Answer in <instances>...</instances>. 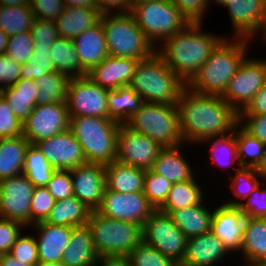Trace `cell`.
Masks as SVG:
<instances>
[{
    "mask_svg": "<svg viewBox=\"0 0 266 266\" xmlns=\"http://www.w3.org/2000/svg\"><path fill=\"white\" fill-rule=\"evenodd\" d=\"M262 183L238 207L249 218H266V188Z\"/></svg>",
    "mask_w": 266,
    "mask_h": 266,
    "instance_id": "cell-52",
    "label": "cell"
},
{
    "mask_svg": "<svg viewBox=\"0 0 266 266\" xmlns=\"http://www.w3.org/2000/svg\"><path fill=\"white\" fill-rule=\"evenodd\" d=\"M144 103L143 98L129 85L108 90V118L119 124H125Z\"/></svg>",
    "mask_w": 266,
    "mask_h": 266,
    "instance_id": "cell-32",
    "label": "cell"
},
{
    "mask_svg": "<svg viewBox=\"0 0 266 266\" xmlns=\"http://www.w3.org/2000/svg\"><path fill=\"white\" fill-rule=\"evenodd\" d=\"M125 125L146 135L163 148L184 144L177 104L145 102Z\"/></svg>",
    "mask_w": 266,
    "mask_h": 266,
    "instance_id": "cell-7",
    "label": "cell"
},
{
    "mask_svg": "<svg viewBox=\"0 0 266 266\" xmlns=\"http://www.w3.org/2000/svg\"><path fill=\"white\" fill-rule=\"evenodd\" d=\"M263 176L259 169L253 167H238L235 171V175L231 177L230 188L234 193V196L241 201L230 200L224 205L227 206H239L246 200L250 194L262 183Z\"/></svg>",
    "mask_w": 266,
    "mask_h": 266,
    "instance_id": "cell-42",
    "label": "cell"
},
{
    "mask_svg": "<svg viewBox=\"0 0 266 266\" xmlns=\"http://www.w3.org/2000/svg\"><path fill=\"white\" fill-rule=\"evenodd\" d=\"M173 223L189 238L197 237L211 231L213 211L203 202L194 206L173 210L169 214Z\"/></svg>",
    "mask_w": 266,
    "mask_h": 266,
    "instance_id": "cell-28",
    "label": "cell"
},
{
    "mask_svg": "<svg viewBox=\"0 0 266 266\" xmlns=\"http://www.w3.org/2000/svg\"><path fill=\"white\" fill-rule=\"evenodd\" d=\"M72 42L80 59L81 76L87 75L95 66H98L109 56L105 32L101 22L92 28L84 30L72 39Z\"/></svg>",
    "mask_w": 266,
    "mask_h": 266,
    "instance_id": "cell-22",
    "label": "cell"
},
{
    "mask_svg": "<svg viewBox=\"0 0 266 266\" xmlns=\"http://www.w3.org/2000/svg\"><path fill=\"white\" fill-rule=\"evenodd\" d=\"M23 122L15 116L11 106L0 94V138H14L22 135Z\"/></svg>",
    "mask_w": 266,
    "mask_h": 266,
    "instance_id": "cell-49",
    "label": "cell"
},
{
    "mask_svg": "<svg viewBox=\"0 0 266 266\" xmlns=\"http://www.w3.org/2000/svg\"><path fill=\"white\" fill-rule=\"evenodd\" d=\"M209 143L211 149V159L213 164L219 165V167L228 168L230 166L240 167L237 156V145L235 139V133L230 132L225 135L220 136H210L205 140H202L201 143ZM237 161V163H235Z\"/></svg>",
    "mask_w": 266,
    "mask_h": 266,
    "instance_id": "cell-41",
    "label": "cell"
},
{
    "mask_svg": "<svg viewBox=\"0 0 266 266\" xmlns=\"http://www.w3.org/2000/svg\"><path fill=\"white\" fill-rule=\"evenodd\" d=\"M228 249L212 231L187 239L186 253L180 266H215Z\"/></svg>",
    "mask_w": 266,
    "mask_h": 266,
    "instance_id": "cell-23",
    "label": "cell"
},
{
    "mask_svg": "<svg viewBox=\"0 0 266 266\" xmlns=\"http://www.w3.org/2000/svg\"><path fill=\"white\" fill-rule=\"evenodd\" d=\"M35 18L56 21L64 11L63 0H30Z\"/></svg>",
    "mask_w": 266,
    "mask_h": 266,
    "instance_id": "cell-54",
    "label": "cell"
},
{
    "mask_svg": "<svg viewBox=\"0 0 266 266\" xmlns=\"http://www.w3.org/2000/svg\"><path fill=\"white\" fill-rule=\"evenodd\" d=\"M0 5H5V6L30 5V0H0Z\"/></svg>",
    "mask_w": 266,
    "mask_h": 266,
    "instance_id": "cell-63",
    "label": "cell"
},
{
    "mask_svg": "<svg viewBox=\"0 0 266 266\" xmlns=\"http://www.w3.org/2000/svg\"><path fill=\"white\" fill-rule=\"evenodd\" d=\"M65 7L87 8L98 10L96 0H63Z\"/></svg>",
    "mask_w": 266,
    "mask_h": 266,
    "instance_id": "cell-61",
    "label": "cell"
},
{
    "mask_svg": "<svg viewBox=\"0 0 266 266\" xmlns=\"http://www.w3.org/2000/svg\"><path fill=\"white\" fill-rule=\"evenodd\" d=\"M127 257L131 266H180L144 241L138 244Z\"/></svg>",
    "mask_w": 266,
    "mask_h": 266,
    "instance_id": "cell-44",
    "label": "cell"
},
{
    "mask_svg": "<svg viewBox=\"0 0 266 266\" xmlns=\"http://www.w3.org/2000/svg\"><path fill=\"white\" fill-rule=\"evenodd\" d=\"M56 169L50 164L35 144H30L25 152L22 173L35 187L47 186Z\"/></svg>",
    "mask_w": 266,
    "mask_h": 266,
    "instance_id": "cell-38",
    "label": "cell"
},
{
    "mask_svg": "<svg viewBox=\"0 0 266 266\" xmlns=\"http://www.w3.org/2000/svg\"><path fill=\"white\" fill-rule=\"evenodd\" d=\"M202 28V23H189L156 47V53L185 84L225 38L203 32Z\"/></svg>",
    "mask_w": 266,
    "mask_h": 266,
    "instance_id": "cell-2",
    "label": "cell"
},
{
    "mask_svg": "<svg viewBox=\"0 0 266 266\" xmlns=\"http://www.w3.org/2000/svg\"><path fill=\"white\" fill-rule=\"evenodd\" d=\"M248 41L252 40L240 37L224 38L186 87L199 94L222 96L229 81L248 55Z\"/></svg>",
    "mask_w": 266,
    "mask_h": 266,
    "instance_id": "cell-3",
    "label": "cell"
},
{
    "mask_svg": "<svg viewBox=\"0 0 266 266\" xmlns=\"http://www.w3.org/2000/svg\"><path fill=\"white\" fill-rule=\"evenodd\" d=\"M131 266L128 257L99 256L96 266Z\"/></svg>",
    "mask_w": 266,
    "mask_h": 266,
    "instance_id": "cell-60",
    "label": "cell"
},
{
    "mask_svg": "<svg viewBox=\"0 0 266 266\" xmlns=\"http://www.w3.org/2000/svg\"><path fill=\"white\" fill-rule=\"evenodd\" d=\"M172 185L173 183L164 176L153 172L151 169L146 170L143 192L155 209H159L164 204Z\"/></svg>",
    "mask_w": 266,
    "mask_h": 266,
    "instance_id": "cell-43",
    "label": "cell"
},
{
    "mask_svg": "<svg viewBox=\"0 0 266 266\" xmlns=\"http://www.w3.org/2000/svg\"><path fill=\"white\" fill-rule=\"evenodd\" d=\"M155 210L144 192L123 194L105 188L102 203L96 211L108 218L131 222L143 227L145 221Z\"/></svg>",
    "mask_w": 266,
    "mask_h": 266,
    "instance_id": "cell-13",
    "label": "cell"
},
{
    "mask_svg": "<svg viewBox=\"0 0 266 266\" xmlns=\"http://www.w3.org/2000/svg\"><path fill=\"white\" fill-rule=\"evenodd\" d=\"M108 90L95 84L87 75L71 78L66 102L69 117H108Z\"/></svg>",
    "mask_w": 266,
    "mask_h": 266,
    "instance_id": "cell-14",
    "label": "cell"
},
{
    "mask_svg": "<svg viewBox=\"0 0 266 266\" xmlns=\"http://www.w3.org/2000/svg\"><path fill=\"white\" fill-rule=\"evenodd\" d=\"M260 173L263 176V180L266 178V158L263 165L260 167Z\"/></svg>",
    "mask_w": 266,
    "mask_h": 266,
    "instance_id": "cell-67",
    "label": "cell"
},
{
    "mask_svg": "<svg viewBox=\"0 0 266 266\" xmlns=\"http://www.w3.org/2000/svg\"><path fill=\"white\" fill-rule=\"evenodd\" d=\"M34 19L30 5H0V29L9 36L30 31Z\"/></svg>",
    "mask_w": 266,
    "mask_h": 266,
    "instance_id": "cell-40",
    "label": "cell"
},
{
    "mask_svg": "<svg viewBox=\"0 0 266 266\" xmlns=\"http://www.w3.org/2000/svg\"><path fill=\"white\" fill-rule=\"evenodd\" d=\"M239 124L252 136L266 143V114L239 115Z\"/></svg>",
    "mask_w": 266,
    "mask_h": 266,
    "instance_id": "cell-57",
    "label": "cell"
},
{
    "mask_svg": "<svg viewBox=\"0 0 266 266\" xmlns=\"http://www.w3.org/2000/svg\"><path fill=\"white\" fill-rule=\"evenodd\" d=\"M102 13L87 8L65 7L55 21L59 36L74 39L84 30L92 28L100 22Z\"/></svg>",
    "mask_w": 266,
    "mask_h": 266,
    "instance_id": "cell-30",
    "label": "cell"
},
{
    "mask_svg": "<svg viewBox=\"0 0 266 266\" xmlns=\"http://www.w3.org/2000/svg\"><path fill=\"white\" fill-rule=\"evenodd\" d=\"M49 55L57 72L70 78L82 77L80 59L72 39L59 37L52 44Z\"/></svg>",
    "mask_w": 266,
    "mask_h": 266,
    "instance_id": "cell-37",
    "label": "cell"
},
{
    "mask_svg": "<svg viewBox=\"0 0 266 266\" xmlns=\"http://www.w3.org/2000/svg\"><path fill=\"white\" fill-rule=\"evenodd\" d=\"M266 114V85L263 86L250 100L239 115Z\"/></svg>",
    "mask_w": 266,
    "mask_h": 266,
    "instance_id": "cell-58",
    "label": "cell"
},
{
    "mask_svg": "<svg viewBox=\"0 0 266 266\" xmlns=\"http://www.w3.org/2000/svg\"><path fill=\"white\" fill-rule=\"evenodd\" d=\"M69 124L67 103L37 104L23 121L22 135L35 144L69 129Z\"/></svg>",
    "mask_w": 266,
    "mask_h": 266,
    "instance_id": "cell-12",
    "label": "cell"
},
{
    "mask_svg": "<svg viewBox=\"0 0 266 266\" xmlns=\"http://www.w3.org/2000/svg\"><path fill=\"white\" fill-rule=\"evenodd\" d=\"M71 78L66 74L51 72L35 80L37 82L38 104L66 103Z\"/></svg>",
    "mask_w": 266,
    "mask_h": 266,
    "instance_id": "cell-39",
    "label": "cell"
},
{
    "mask_svg": "<svg viewBox=\"0 0 266 266\" xmlns=\"http://www.w3.org/2000/svg\"><path fill=\"white\" fill-rule=\"evenodd\" d=\"M210 1V0H209ZM227 7L234 29V37L251 39L260 28L266 9V0H211ZM251 37V38H250Z\"/></svg>",
    "mask_w": 266,
    "mask_h": 266,
    "instance_id": "cell-19",
    "label": "cell"
},
{
    "mask_svg": "<svg viewBox=\"0 0 266 266\" xmlns=\"http://www.w3.org/2000/svg\"><path fill=\"white\" fill-rule=\"evenodd\" d=\"M39 233L36 239L39 261L60 263L73 227L54 225L44 221L32 225Z\"/></svg>",
    "mask_w": 266,
    "mask_h": 266,
    "instance_id": "cell-24",
    "label": "cell"
},
{
    "mask_svg": "<svg viewBox=\"0 0 266 266\" xmlns=\"http://www.w3.org/2000/svg\"><path fill=\"white\" fill-rule=\"evenodd\" d=\"M109 56L129 57L136 60L149 58L156 47L137 25L131 12L101 15Z\"/></svg>",
    "mask_w": 266,
    "mask_h": 266,
    "instance_id": "cell-6",
    "label": "cell"
},
{
    "mask_svg": "<svg viewBox=\"0 0 266 266\" xmlns=\"http://www.w3.org/2000/svg\"><path fill=\"white\" fill-rule=\"evenodd\" d=\"M34 52V40L30 31L9 36L5 55L20 64L27 63Z\"/></svg>",
    "mask_w": 266,
    "mask_h": 266,
    "instance_id": "cell-47",
    "label": "cell"
},
{
    "mask_svg": "<svg viewBox=\"0 0 266 266\" xmlns=\"http://www.w3.org/2000/svg\"><path fill=\"white\" fill-rule=\"evenodd\" d=\"M34 187L23 173L0 180V218L30 226V205Z\"/></svg>",
    "mask_w": 266,
    "mask_h": 266,
    "instance_id": "cell-15",
    "label": "cell"
},
{
    "mask_svg": "<svg viewBox=\"0 0 266 266\" xmlns=\"http://www.w3.org/2000/svg\"><path fill=\"white\" fill-rule=\"evenodd\" d=\"M233 131L235 133L240 167L260 169L266 158V143L252 136L239 123Z\"/></svg>",
    "mask_w": 266,
    "mask_h": 266,
    "instance_id": "cell-35",
    "label": "cell"
},
{
    "mask_svg": "<svg viewBox=\"0 0 266 266\" xmlns=\"http://www.w3.org/2000/svg\"><path fill=\"white\" fill-rule=\"evenodd\" d=\"M129 86L146 103L177 104L186 84L155 52L138 62Z\"/></svg>",
    "mask_w": 266,
    "mask_h": 266,
    "instance_id": "cell-4",
    "label": "cell"
},
{
    "mask_svg": "<svg viewBox=\"0 0 266 266\" xmlns=\"http://www.w3.org/2000/svg\"><path fill=\"white\" fill-rule=\"evenodd\" d=\"M14 258L24 261L26 264L36 265L39 262L38 246L32 235H21L13 244L10 253Z\"/></svg>",
    "mask_w": 266,
    "mask_h": 266,
    "instance_id": "cell-50",
    "label": "cell"
},
{
    "mask_svg": "<svg viewBox=\"0 0 266 266\" xmlns=\"http://www.w3.org/2000/svg\"><path fill=\"white\" fill-rule=\"evenodd\" d=\"M139 60L129 57L107 56L87 76L99 86L109 90L128 86Z\"/></svg>",
    "mask_w": 266,
    "mask_h": 266,
    "instance_id": "cell-21",
    "label": "cell"
},
{
    "mask_svg": "<svg viewBox=\"0 0 266 266\" xmlns=\"http://www.w3.org/2000/svg\"><path fill=\"white\" fill-rule=\"evenodd\" d=\"M259 32L261 33V35H263L262 38H264V40H266V9H265L262 23H261L260 28L258 29L256 34H258Z\"/></svg>",
    "mask_w": 266,
    "mask_h": 266,
    "instance_id": "cell-65",
    "label": "cell"
},
{
    "mask_svg": "<svg viewBox=\"0 0 266 266\" xmlns=\"http://www.w3.org/2000/svg\"><path fill=\"white\" fill-rule=\"evenodd\" d=\"M242 257L247 266L266 261V218L246 217Z\"/></svg>",
    "mask_w": 266,
    "mask_h": 266,
    "instance_id": "cell-29",
    "label": "cell"
},
{
    "mask_svg": "<svg viewBox=\"0 0 266 266\" xmlns=\"http://www.w3.org/2000/svg\"><path fill=\"white\" fill-rule=\"evenodd\" d=\"M35 145L56 170H70L87 163L83 149L70 129L40 140Z\"/></svg>",
    "mask_w": 266,
    "mask_h": 266,
    "instance_id": "cell-17",
    "label": "cell"
},
{
    "mask_svg": "<svg viewBox=\"0 0 266 266\" xmlns=\"http://www.w3.org/2000/svg\"><path fill=\"white\" fill-rule=\"evenodd\" d=\"M189 23H202L209 0H171Z\"/></svg>",
    "mask_w": 266,
    "mask_h": 266,
    "instance_id": "cell-55",
    "label": "cell"
},
{
    "mask_svg": "<svg viewBox=\"0 0 266 266\" xmlns=\"http://www.w3.org/2000/svg\"><path fill=\"white\" fill-rule=\"evenodd\" d=\"M177 107L180 133L187 144L233 132L239 123V114L221 96L199 94L188 87L181 92Z\"/></svg>",
    "mask_w": 266,
    "mask_h": 266,
    "instance_id": "cell-1",
    "label": "cell"
},
{
    "mask_svg": "<svg viewBox=\"0 0 266 266\" xmlns=\"http://www.w3.org/2000/svg\"><path fill=\"white\" fill-rule=\"evenodd\" d=\"M246 216L238 206L219 205L214 208L211 231L219 237L228 251H241Z\"/></svg>",
    "mask_w": 266,
    "mask_h": 266,
    "instance_id": "cell-20",
    "label": "cell"
},
{
    "mask_svg": "<svg viewBox=\"0 0 266 266\" xmlns=\"http://www.w3.org/2000/svg\"><path fill=\"white\" fill-rule=\"evenodd\" d=\"M8 39H9V35L4 33L0 29V54H5L6 48H7V44H8Z\"/></svg>",
    "mask_w": 266,
    "mask_h": 266,
    "instance_id": "cell-64",
    "label": "cell"
},
{
    "mask_svg": "<svg viewBox=\"0 0 266 266\" xmlns=\"http://www.w3.org/2000/svg\"><path fill=\"white\" fill-rule=\"evenodd\" d=\"M265 85L266 68L263 59H249L246 56L221 97L239 114Z\"/></svg>",
    "mask_w": 266,
    "mask_h": 266,
    "instance_id": "cell-11",
    "label": "cell"
},
{
    "mask_svg": "<svg viewBox=\"0 0 266 266\" xmlns=\"http://www.w3.org/2000/svg\"><path fill=\"white\" fill-rule=\"evenodd\" d=\"M51 72H56V69L46 50H34L29 62L21 64V79L37 80Z\"/></svg>",
    "mask_w": 266,
    "mask_h": 266,
    "instance_id": "cell-45",
    "label": "cell"
},
{
    "mask_svg": "<svg viewBox=\"0 0 266 266\" xmlns=\"http://www.w3.org/2000/svg\"><path fill=\"white\" fill-rule=\"evenodd\" d=\"M0 266H36L31 264H26L24 261L14 258L11 254H1L0 255Z\"/></svg>",
    "mask_w": 266,
    "mask_h": 266,
    "instance_id": "cell-62",
    "label": "cell"
},
{
    "mask_svg": "<svg viewBox=\"0 0 266 266\" xmlns=\"http://www.w3.org/2000/svg\"><path fill=\"white\" fill-rule=\"evenodd\" d=\"M24 227L26 226L18 221L0 218V255L10 253Z\"/></svg>",
    "mask_w": 266,
    "mask_h": 266,
    "instance_id": "cell-53",
    "label": "cell"
},
{
    "mask_svg": "<svg viewBox=\"0 0 266 266\" xmlns=\"http://www.w3.org/2000/svg\"><path fill=\"white\" fill-rule=\"evenodd\" d=\"M29 145L23 135L0 138V180L22 174L25 152Z\"/></svg>",
    "mask_w": 266,
    "mask_h": 266,
    "instance_id": "cell-33",
    "label": "cell"
},
{
    "mask_svg": "<svg viewBox=\"0 0 266 266\" xmlns=\"http://www.w3.org/2000/svg\"><path fill=\"white\" fill-rule=\"evenodd\" d=\"M96 5L102 14L113 13L115 9L126 13L131 11L132 0H96Z\"/></svg>",
    "mask_w": 266,
    "mask_h": 266,
    "instance_id": "cell-59",
    "label": "cell"
},
{
    "mask_svg": "<svg viewBox=\"0 0 266 266\" xmlns=\"http://www.w3.org/2000/svg\"><path fill=\"white\" fill-rule=\"evenodd\" d=\"M130 12L155 47L189 24L171 0L132 4Z\"/></svg>",
    "mask_w": 266,
    "mask_h": 266,
    "instance_id": "cell-9",
    "label": "cell"
},
{
    "mask_svg": "<svg viewBox=\"0 0 266 266\" xmlns=\"http://www.w3.org/2000/svg\"><path fill=\"white\" fill-rule=\"evenodd\" d=\"M74 195L90 211H96L101 203L106 188L105 165L85 163L70 169Z\"/></svg>",
    "mask_w": 266,
    "mask_h": 266,
    "instance_id": "cell-18",
    "label": "cell"
},
{
    "mask_svg": "<svg viewBox=\"0 0 266 266\" xmlns=\"http://www.w3.org/2000/svg\"><path fill=\"white\" fill-rule=\"evenodd\" d=\"M34 40V50L49 51L52 44L60 37L55 21L35 18L30 29Z\"/></svg>",
    "mask_w": 266,
    "mask_h": 266,
    "instance_id": "cell-46",
    "label": "cell"
},
{
    "mask_svg": "<svg viewBox=\"0 0 266 266\" xmlns=\"http://www.w3.org/2000/svg\"><path fill=\"white\" fill-rule=\"evenodd\" d=\"M56 200L46 186L34 187L30 205V226L45 221Z\"/></svg>",
    "mask_w": 266,
    "mask_h": 266,
    "instance_id": "cell-48",
    "label": "cell"
},
{
    "mask_svg": "<svg viewBox=\"0 0 266 266\" xmlns=\"http://www.w3.org/2000/svg\"><path fill=\"white\" fill-rule=\"evenodd\" d=\"M145 173V169L115 160L105 165L106 188L123 194L143 192Z\"/></svg>",
    "mask_w": 266,
    "mask_h": 266,
    "instance_id": "cell-26",
    "label": "cell"
},
{
    "mask_svg": "<svg viewBox=\"0 0 266 266\" xmlns=\"http://www.w3.org/2000/svg\"><path fill=\"white\" fill-rule=\"evenodd\" d=\"M90 209L75 195L56 201L44 222L62 226L86 225L89 220Z\"/></svg>",
    "mask_w": 266,
    "mask_h": 266,
    "instance_id": "cell-34",
    "label": "cell"
},
{
    "mask_svg": "<svg viewBox=\"0 0 266 266\" xmlns=\"http://www.w3.org/2000/svg\"><path fill=\"white\" fill-rule=\"evenodd\" d=\"M120 124L108 117H70L69 129L83 149L87 163L109 164L116 160Z\"/></svg>",
    "mask_w": 266,
    "mask_h": 266,
    "instance_id": "cell-5",
    "label": "cell"
},
{
    "mask_svg": "<svg viewBox=\"0 0 266 266\" xmlns=\"http://www.w3.org/2000/svg\"><path fill=\"white\" fill-rule=\"evenodd\" d=\"M98 257L89 226L86 224L73 227L60 263L63 266H96Z\"/></svg>",
    "mask_w": 266,
    "mask_h": 266,
    "instance_id": "cell-25",
    "label": "cell"
},
{
    "mask_svg": "<svg viewBox=\"0 0 266 266\" xmlns=\"http://www.w3.org/2000/svg\"><path fill=\"white\" fill-rule=\"evenodd\" d=\"M196 177L187 181L173 183L168 197L159 208L160 211L170 214L173 210L194 206L204 202L203 190Z\"/></svg>",
    "mask_w": 266,
    "mask_h": 266,
    "instance_id": "cell-36",
    "label": "cell"
},
{
    "mask_svg": "<svg viewBox=\"0 0 266 266\" xmlns=\"http://www.w3.org/2000/svg\"><path fill=\"white\" fill-rule=\"evenodd\" d=\"M143 241L181 265L186 253L187 237L173 223L171 216L156 209L145 221Z\"/></svg>",
    "mask_w": 266,
    "mask_h": 266,
    "instance_id": "cell-10",
    "label": "cell"
},
{
    "mask_svg": "<svg viewBox=\"0 0 266 266\" xmlns=\"http://www.w3.org/2000/svg\"><path fill=\"white\" fill-rule=\"evenodd\" d=\"M89 226L98 256L127 257L143 241V227L91 211Z\"/></svg>",
    "mask_w": 266,
    "mask_h": 266,
    "instance_id": "cell-8",
    "label": "cell"
},
{
    "mask_svg": "<svg viewBox=\"0 0 266 266\" xmlns=\"http://www.w3.org/2000/svg\"><path fill=\"white\" fill-rule=\"evenodd\" d=\"M159 0H132V4H141V3H147V2H154Z\"/></svg>",
    "mask_w": 266,
    "mask_h": 266,
    "instance_id": "cell-68",
    "label": "cell"
},
{
    "mask_svg": "<svg viewBox=\"0 0 266 266\" xmlns=\"http://www.w3.org/2000/svg\"><path fill=\"white\" fill-rule=\"evenodd\" d=\"M162 148L146 135L120 124L116 155L118 162L149 170Z\"/></svg>",
    "mask_w": 266,
    "mask_h": 266,
    "instance_id": "cell-16",
    "label": "cell"
},
{
    "mask_svg": "<svg viewBox=\"0 0 266 266\" xmlns=\"http://www.w3.org/2000/svg\"><path fill=\"white\" fill-rule=\"evenodd\" d=\"M21 79V64L5 54H0V90L13 86Z\"/></svg>",
    "mask_w": 266,
    "mask_h": 266,
    "instance_id": "cell-56",
    "label": "cell"
},
{
    "mask_svg": "<svg viewBox=\"0 0 266 266\" xmlns=\"http://www.w3.org/2000/svg\"><path fill=\"white\" fill-rule=\"evenodd\" d=\"M183 144L162 148L153 163L151 170L164 176L172 183L187 181L194 177L192 167L181 151ZM182 153V154H181Z\"/></svg>",
    "mask_w": 266,
    "mask_h": 266,
    "instance_id": "cell-27",
    "label": "cell"
},
{
    "mask_svg": "<svg viewBox=\"0 0 266 266\" xmlns=\"http://www.w3.org/2000/svg\"><path fill=\"white\" fill-rule=\"evenodd\" d=\"M38 90L35 80L20 79L13 86L1 89L0 94L11 106L15 116L23 122L38 104Z\"/></svg>",
    "mask_w": 266,
    "mask_h": 266,
    "instance_id": "cell-31",
    "label": "cell"
},
{
    "mask_svg": "<svg viewBox=\"0 0 266 266\" xmlns=\"http://www.w3.org/2000/svg\"><path fill=\"white\" fill-rule=\"evenodd\" d=\"M46 187L56 201L73 196L70 170H56Z\"/></svg>",
    "mask_w": 266,
    "mask_h": 266,
    "instance_id": "cell-51",
    "label": "cell"
},
{
    "mask_svg": "<svg viewBox=\"0 0 266 266\" xmlns=\"http://www.w3.org/2000/svg\"><path fill=\"white\" fill-rule=\"evenodd\" d=\"M250 266H266V261L265 262H259Z\"/></svg>",
    "mask_w": 266,
    "mask_h": 266,
    "instance_id": "cell-69",
    "label": "cell"
},
{
    "mask_svg": "<svg viewBox=\"0 0 266 266\" xmlns=\"http://www.w3.org/2000/svg\"><path fill=\"white\" fill-rule=\"evenodd\" d=\"M36 266H63L61 263L56 262H42L39 261Z\"/></svg>",
    "mask_w": 266,
    "mask_h": 266,
    "instance_id": "cell-66",
    "label": "cell"
}]
</instances>
